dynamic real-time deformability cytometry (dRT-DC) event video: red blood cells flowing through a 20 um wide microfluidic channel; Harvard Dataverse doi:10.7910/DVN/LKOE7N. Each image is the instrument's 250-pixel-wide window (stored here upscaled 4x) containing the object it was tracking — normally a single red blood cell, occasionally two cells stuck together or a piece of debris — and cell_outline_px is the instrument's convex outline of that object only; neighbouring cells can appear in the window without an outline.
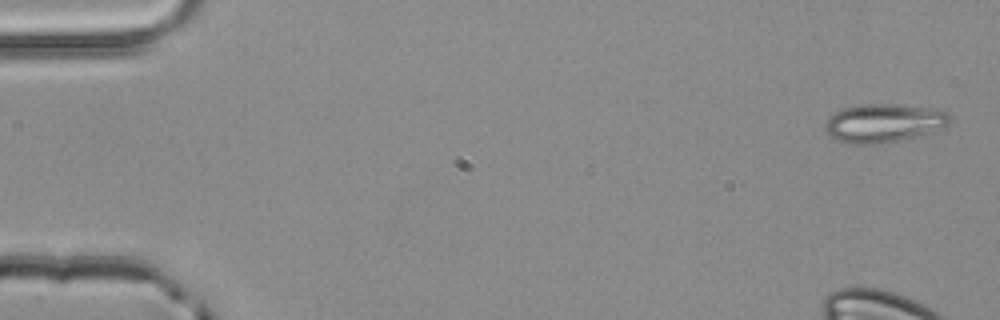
{"species": "common noctule bat (a hibernating species)", "species_latin": "Nyctalus noctula", "temperature_condition": "room temperature", "stored_images_in_passage": 3, "camera_frame_rate_fps": 3000, "um_per_image_px": 0.085, "animal": {"sex": "male", "body_mass_g": 20.4}, "frame": {"image": 1, "passage_image": 1, "time_ms": 0.0, "image_size_px": [1000, 320], "cell_outline_px": [[948, 124], [944, 128], [916, 136], [900, 140], [880, 144], [848, 144], [836, 140], [824, 128], [824, 124], [836, 112], [844, 108], [864, 104], [896, 104], [940, 108], [948, 112]], "centroid_in_image_um": [75.15, 10.46], "position_along_channel_um": 9.8, "area_um2": 28.03}}